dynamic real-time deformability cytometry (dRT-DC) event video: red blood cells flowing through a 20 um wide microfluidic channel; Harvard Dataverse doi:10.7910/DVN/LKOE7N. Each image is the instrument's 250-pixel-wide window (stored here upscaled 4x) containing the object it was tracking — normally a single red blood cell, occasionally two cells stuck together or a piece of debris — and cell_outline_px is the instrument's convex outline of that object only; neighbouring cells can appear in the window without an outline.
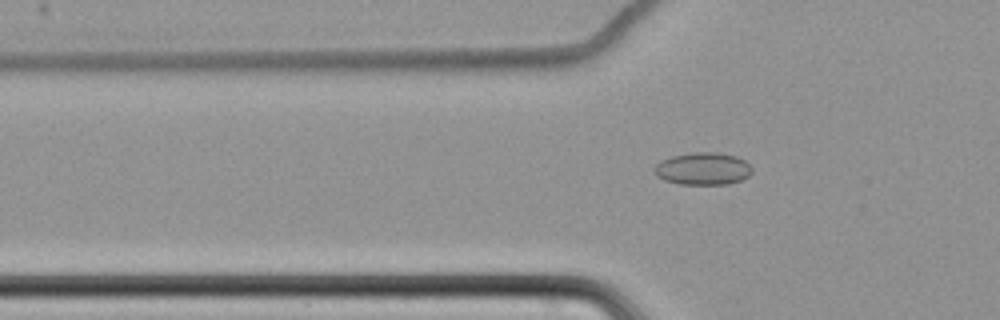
{"species": "common noctule bat (a hibernating species)", "species_latin": "Nyctalus noctula", "temperature_condition": "cold", "stored_images_in_passage": 52, "camera_frame_rate_fps": 3000, "um_per_image_px": 0.085, "animal": {"sex": "female", "body_mass_g": 22.7, "forearm_length_mm": 54.2}, "frame": {"image": 1, "passage_image": 12, "time_ms": 3.667, "image_size_px": [1000, 320], "cell_outline_px": [[752, 172], [748, 176], [740, 180], [728, 184], [680, 184], [664, 180], [656, 176], [656, 164], [660, 160], [672, 156], [696, 152], [716, 152], [736, 156], [744, 160], [752, 168]], "centroid_in_image_um": [59.75, 14.34], "position_along_channel_um": 66.0, "area_um2": 18.32}}
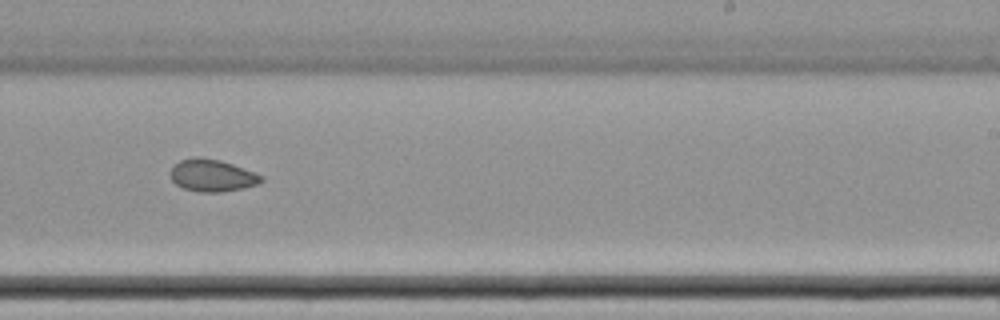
{"frame": {"image": 2, "passage_image": 30, "time_ms": 9.667, "image_size_px": [1000, 320], "cell_outline_px": [[264, 180], [256, 184], [244, 188], [224, 192], [200, 192], [184, 188], [176, 184], [172, 180], [172, 164], [180, 160], [196, 156], [200, 156], [220, 160], [256, 172], [264, 176]], "centroid_in_image_um": [18.06, 14.9], "position_along_channel_um": 270.9, "area_um2": 17.17}}
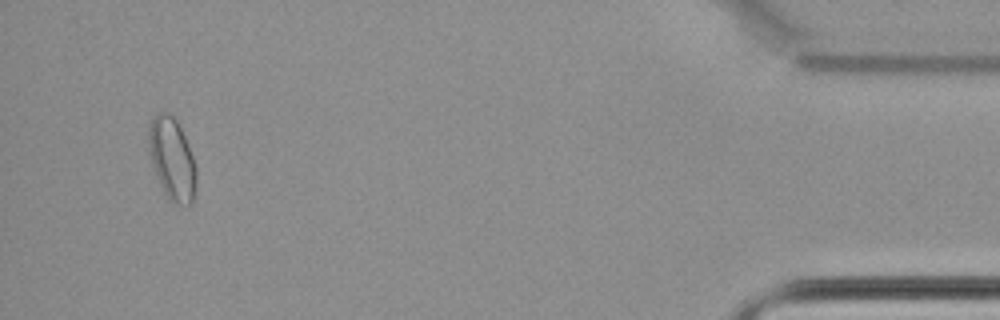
{"frame": {"image": 3, "passage_image": 49, "time_ms": 16.0, "image_size_px": [1000, 320], "cell_outline_px": [[196, 188], [192, 200], [188, 204], [176, 204], [168, 200], [160, 184], [152, 164], [148, 152], [148, 124], [152, 116], [156, 112], [168, 112], [176, 120], [184, 136], [192, 156], [196, 168]], "centroid_in_image_um": [14.58, 13.48], "position_along_channel_um": 420.6, "area_um2": 22.83}}